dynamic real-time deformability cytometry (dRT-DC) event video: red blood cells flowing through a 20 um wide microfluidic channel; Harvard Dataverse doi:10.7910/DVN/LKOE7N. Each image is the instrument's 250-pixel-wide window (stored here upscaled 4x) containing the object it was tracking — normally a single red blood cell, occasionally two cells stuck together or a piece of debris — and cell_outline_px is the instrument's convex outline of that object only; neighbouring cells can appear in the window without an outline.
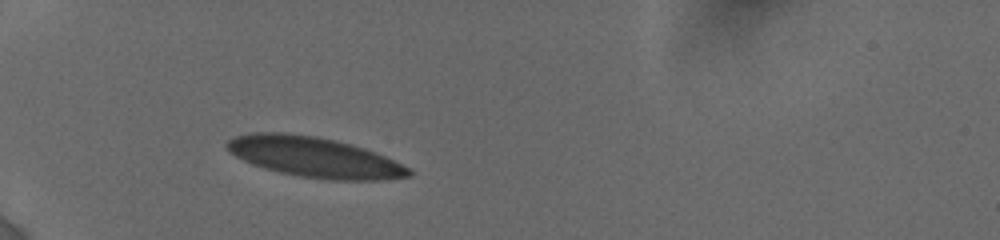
{"species": "human", "species_latin": "Homo sapiens", "temperature_condition": "cold", "stored_images_in_passage": 4, "camera_frame_rate_fps": 3000, "um_per_image_px": 0.085, "donor": {"sex": "female"}, "frame": {"image": 1, "passage_image": 1, "time_ms": 0.0, "image_size_px": [1000, 240], "cell_outline_px": [[412, 176], [380, 180], [328, 180], [300, 176], [280, 172], [264, 168], [252, 164], [236, 156], [224, 144], [228, 140], [236, 136], [252, 132], [288, 132], [316, 136], [336, 140], [352, 144], [376, 152], [408, 168], [412, 172]], "centroid_in_image_um": [26.71, 13.35], "position_along_channel_um": 58.3, "area_um2": 42.54}}
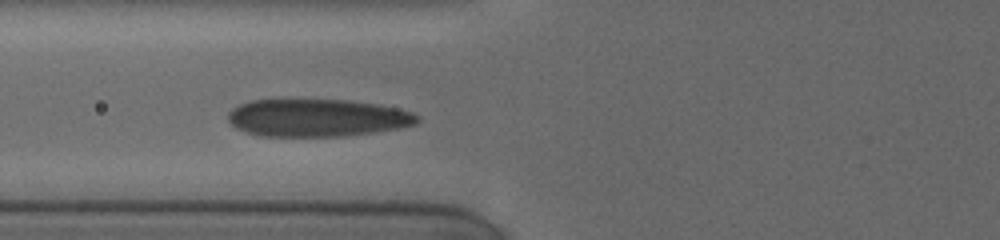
{"frame": {"image": 2, "passage_image": 3, "time_ms": 1.667, "image_size_px": [1000, 240], "cell_outline_px": [[420, 120], [416, 124], [400, 128], [372, 132], [340, 136], [256, 136], [244, 132], [236, 128], [228, 120], [228, 112], [232, 108], [240, 104], [252, 100], [348, 100], [376, 104], [396, 108], [412, 112], [420, 116]], "centroid_in_image_um": [26.94, 10.02], "position_along_channel_um": 98.9, "area_um2": 41.44}}